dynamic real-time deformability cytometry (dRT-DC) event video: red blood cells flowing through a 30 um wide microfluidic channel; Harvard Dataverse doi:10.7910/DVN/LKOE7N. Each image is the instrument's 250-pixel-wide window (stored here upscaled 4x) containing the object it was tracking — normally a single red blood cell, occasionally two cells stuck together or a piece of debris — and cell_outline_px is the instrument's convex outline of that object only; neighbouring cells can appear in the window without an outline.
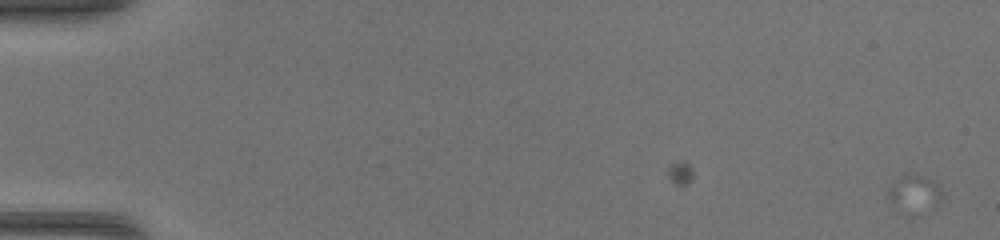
{"species": "common noctule bat (a hibernating species)", "species_latin": "Nyctalus noctula", "temperature_condition": "warm", "stored_images_in_passage": 15, "camera_frame_rate_fps": 3000, "um_per_image_px": 0.085, "animal": {"sex": "female", "body_mass_g": 17.0, "forearm_length_mm": 48.0}, "frame": {"image": 1, "passage_image": 2, "time_ms": 0.333, "image_size_px": [1000, 240], "cell_outline_px": [[944, 196], [940, 200], [900, 212], [888, 204], [888, 188], [904, 172], [912, 172], [932, 180], [944, 192]], "centroid_in_image_um": [77.61, 16.32], "position_along_channel_um": 7.4, "area_um2": 10.98}}